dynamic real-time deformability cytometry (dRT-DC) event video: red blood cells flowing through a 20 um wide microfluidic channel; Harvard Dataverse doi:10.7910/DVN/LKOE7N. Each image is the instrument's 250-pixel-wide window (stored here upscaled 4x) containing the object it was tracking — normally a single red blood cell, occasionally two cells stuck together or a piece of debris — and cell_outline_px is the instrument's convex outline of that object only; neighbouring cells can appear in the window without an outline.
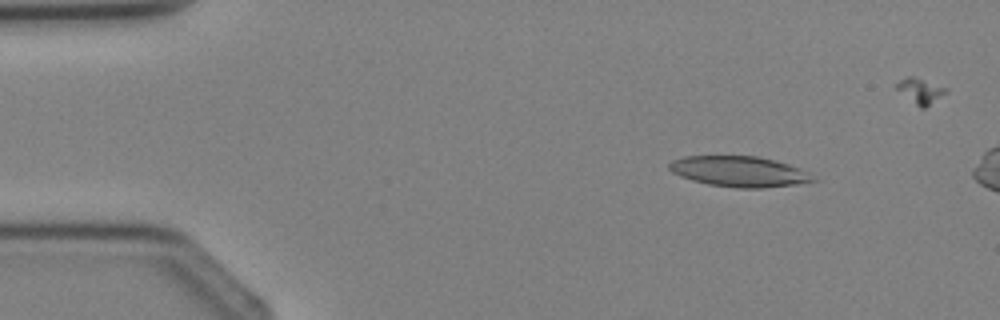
{"species": "Egyptian fruit bat (a non-hibernating species)", "species_latin": "Rousettus aegyptiacus", "temperature_condition": "cold", "stored_images_in_passage": 4, "camera_frame_rate_fps": 3000, "um_per_image_px": 0.085, "animal": {"sex": "female"}, "frame": {"image": 1, "passage_image": 2, "time_ms": 1.0, "image_size_px": [1000, 320], "cell_outline_px": [[820, 180], [796, 184], [764, 188], [740, 188], [708, 184], [692, 180], [680, 176], [672, 172], [668, 168], [668, 164], [672, 160], [684, 156], [756, 156], [788, 164], [800, 168]], "centroid_in_image_um": [62.83, 14.58], "position_along_channel_um": 22.2, "area_um2": 25.55}}